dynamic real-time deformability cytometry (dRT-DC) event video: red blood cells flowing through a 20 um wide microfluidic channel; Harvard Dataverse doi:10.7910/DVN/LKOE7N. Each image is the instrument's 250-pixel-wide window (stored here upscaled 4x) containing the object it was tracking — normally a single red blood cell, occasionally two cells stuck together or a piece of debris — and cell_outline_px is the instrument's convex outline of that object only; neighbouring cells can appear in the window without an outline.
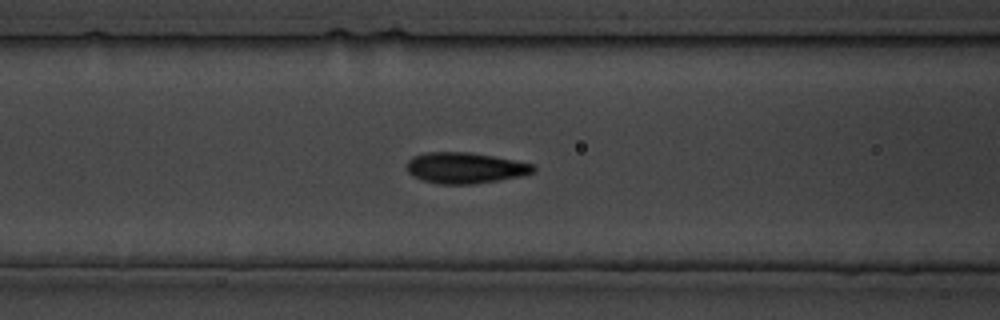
{"species": "common noctule bat (a hibernating species)", "species_latin": "Nyctalus noctula", "temperature_condition": "cold", "stored_images_in_passage": 37, "segment_of_instrument_passage": [1, 2], "camera_frame_rate_fps": 3000, "um_per_image_px": 0.085, "animal": {"sex": "male", "body_mass_g": 19.5, "forearm_length_mm": 54.6}, "frame": {"image": 1, "passage_image": 15, "time_ms": 18.0, "image_size_px": [1000, 320], "cell_outline_px": [[536, 168], [532, 172], [520, 176], [500, 180], [472, 184], [440, 184], [424, 180], [412, 176], [408, 172], [408, 160], [412, 156], [428, 152], [472, 152], [532, 164]], "centroid_in_image_um": [39.51, 14.27], "position_along_channel_um": 127.1, "area_um2": 22.6}}
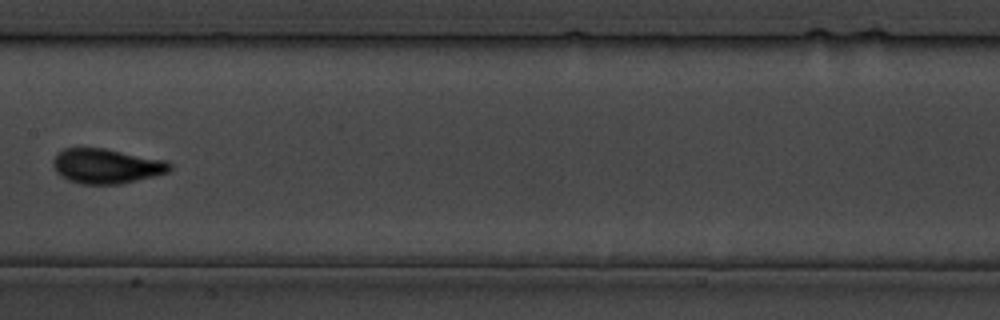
{"frame": {"image": 2, "passage_image": 19, "time_ms": 22.667, "image_size_px": [1000, 320], "cell_outline_px": [[172, 168], [168, 172], [120, 184], [80, 184], [68, 180], [60, 176], [56, 172], [52, 164], [52, 160], [64, 148], [104, 148], [168, 160], [172, 164]], "centroid_in_image_um": [9.05, 14.11], "position_along_channel_um": 198.3, "area_um2": 23.76}}
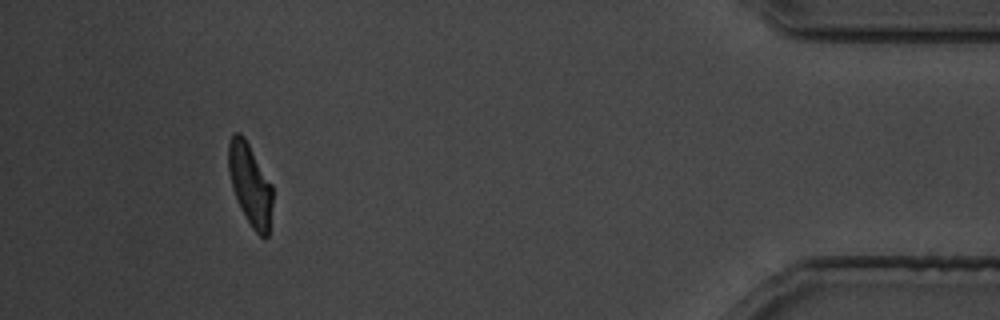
{"frame": {"image": 3, "passage_image": 33, "time_ms": 40.333, "image_size_px": [1000, 320], "cell_outline_px": [[272, 204], [268, 236], [260, 236], [252, 228], [232, 188], [228, 172], [228, 144], [232, 132], [240, 132], [244, 136], [272, 184]], "centroid_in_image_um": [21.25, 15.62], "position_along_channel_um": 414.0, "area_um2": 20.81}}